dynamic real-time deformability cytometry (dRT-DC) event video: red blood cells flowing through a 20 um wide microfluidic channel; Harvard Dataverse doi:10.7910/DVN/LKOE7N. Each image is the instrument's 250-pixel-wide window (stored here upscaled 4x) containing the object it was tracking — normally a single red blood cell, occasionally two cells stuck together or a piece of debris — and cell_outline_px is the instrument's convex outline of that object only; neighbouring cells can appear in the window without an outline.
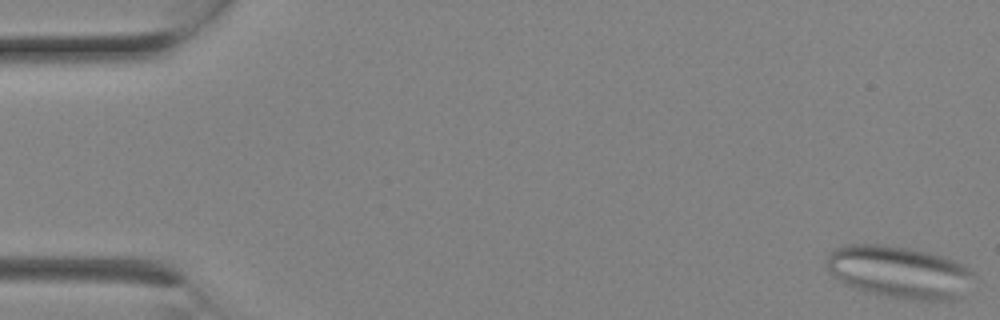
{"species": "Egyptian fruit bat (a non-hibernating species)", "species_latin": "Rousettus aegyptiacus", "temperature_condition": "room temperature", "stored_images_in_passage": 3, "camera_frame_rate_fps": 3000, "um_per_image_px": 0.085, "animal": {"sex": "female"}, "frame": {"image": 1, "passage_image": 1, "time_ms": 0.0, "image_size_px": [1000, 320], "cell_outline_px": [[972, 276], [964, 296], [952, 300], [912, 300], [864, 292], [840, 280], [828, 272], [828, 256], [836, 248], [844, 244], [880, 244], [912, 248], [928, 252], [952, 260], [968, 268], [972, 272]], "centroid_in_image_um": [76.43, 23.13], "position_along_channel_um": 8.6, "area_um2": 44.51}}